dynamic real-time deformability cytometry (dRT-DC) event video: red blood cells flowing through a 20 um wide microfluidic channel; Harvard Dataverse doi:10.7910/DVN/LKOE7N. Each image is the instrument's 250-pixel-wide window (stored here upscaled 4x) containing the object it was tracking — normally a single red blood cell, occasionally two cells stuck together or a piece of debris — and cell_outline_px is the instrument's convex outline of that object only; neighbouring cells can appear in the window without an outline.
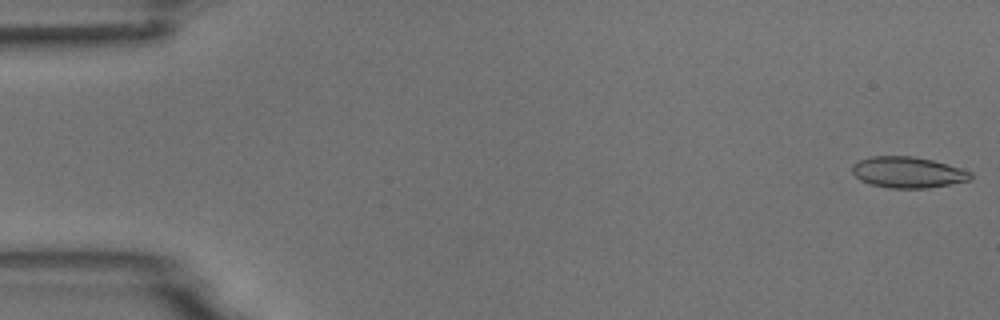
{"species": "common noctule bat (a hibernating species)", "species_latin": "Nyctalus noctula", "temperature_condition": "room temperature", "stored_images_in_passage": 3, "camera_frame_rate_fps": 3000, "um_per_image_px": 0.085, "animal": {"sex": "male", "body_mass_g": 18.8}, "frame": {"image": 1, "passage_image": 1, "time_ms": 0.0, "image_size_px": [1000, 320], "cell_outline_px": [[972, 180], [928, 188], [888, 188], [872, 184], [860, 180], [852, 172], [852, 164], [860, 160], [872, 156], [912, 156], [932, 160], [960, 168], [972, 172]], "centroid_in_image_um": [77.17, 14.65], "position_along_channel_um": 7.8, "area_um2": 21.39}}